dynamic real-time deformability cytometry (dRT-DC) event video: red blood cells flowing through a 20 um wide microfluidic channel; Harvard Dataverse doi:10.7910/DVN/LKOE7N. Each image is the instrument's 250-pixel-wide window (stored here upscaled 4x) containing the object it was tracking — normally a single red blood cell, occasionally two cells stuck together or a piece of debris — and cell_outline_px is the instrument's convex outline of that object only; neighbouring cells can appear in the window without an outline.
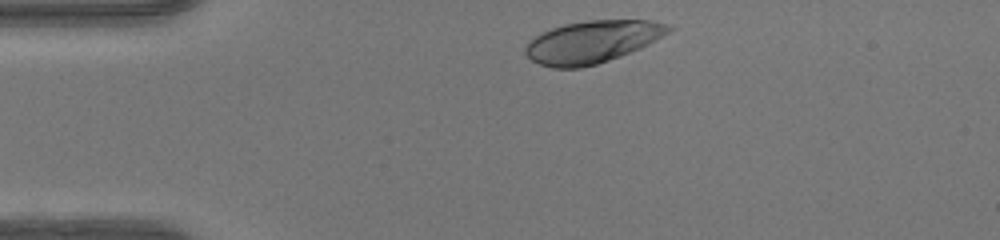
{"species": "human", "species_latin": "Homo sapiens", "temperature_condition": "warm", "stored_images_in_passage": 32, "camera_frame_rate_fps": 3000, "um_per_image_px": 0.085, "donor": {"sex": "female"}, "frame": {"image": 1, "passage_image": 2, "time_ms": 0.333, "image_size_px": [1000, 240], "cell_outline_px": [[672, 28], [668, 32], [648, 44], [640, 48], [620, 56], [596, 64], [580, 68], [552, 68], [540, 64], [532, 60], [524, 52], [524, 44], [532, 36], [540, 32], [564, 24], [588, 20], [652, 20], [668, 24]], "centroid_in_image_um": [50.27, 3.55], "position_along_channel_um": 34.7, "area_um2": 35.37}}
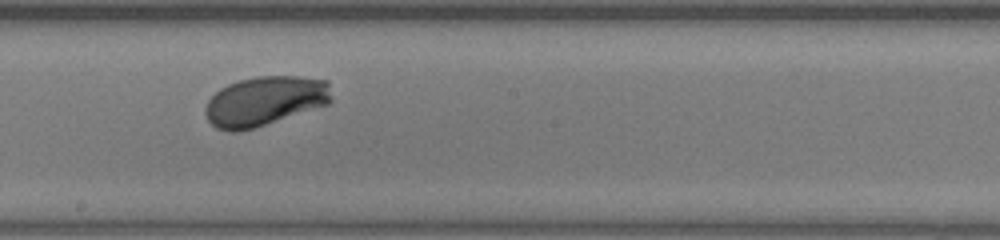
{"frame": {"image": 2, "passage_image": 19, "time_ms": 6.0, "image_size_px": [1000, 240], "cell_outline_px": [[332, 100], [328, 104], [252, 128], [236, 132], [228, 132], [216, 128], [208, 120], [204, 112], [204, 108], [208, 100], [220, 88], [228, 84], [240, 80], [256, 76], [300, 76], [328, 80]], "centroid_in_image_um": [22.49, 8.58], "position_along_channel_um": 225.7, "area_um2": 36.3}}
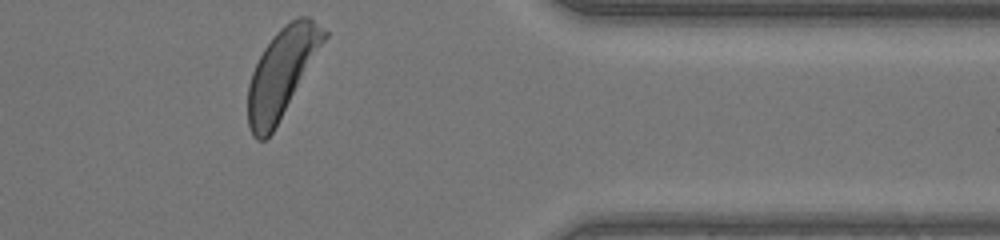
{"frame": {"image": 3, "passage_image": 32, "time_ms": 10.333, "image_size_px": [1000, 240], "cell_outline_px": [[328, 36], [272, 132], [264, 140], [256, 140], [252, 136], [248, 124], [248, 84], [252, 72], [264, 48], [272, 36], [284, 24], [296, 16], [308, 16], [328, 32]], "centroid_in_image_um": [23.94, 6.15], "position_along_channel_um": 387.5, "area_um2": 38.61}, "authors_computed_cell_mechanics": {"area_um2": 36.125, "velocity_mm_per_s": 4.1689, "shape_relaxation_time_tau1_ms": 1.5891, "shape_relaxation_time_tau2_ms": 4.9582, "deformation_change_tau1": 0.1512, "deformation_change_tau2": 0.1273}}